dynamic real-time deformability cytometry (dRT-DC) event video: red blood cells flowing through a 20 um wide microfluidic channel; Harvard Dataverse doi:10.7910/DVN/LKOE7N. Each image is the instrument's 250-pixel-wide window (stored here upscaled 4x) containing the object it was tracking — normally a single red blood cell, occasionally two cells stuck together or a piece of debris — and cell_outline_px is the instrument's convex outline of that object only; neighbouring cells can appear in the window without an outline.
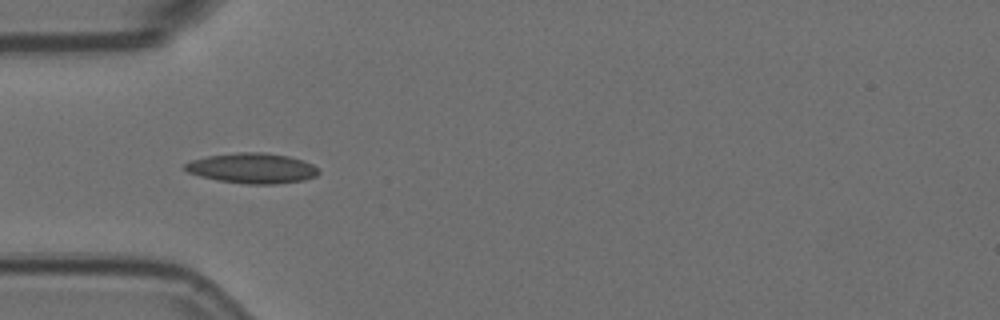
{"species": "Egyptian fruit bat (a non-hibernating species)", "species_latin": "Rousettus aegyptiacus", "temperature_condition": "room temperature", "stored_images_in_passage": 5, "camera_frame_rate_fps": 3000, "um_per_image_px": 0.085, "animal": {"sex": "female"}, "frame": {"image": 1, "passage_image": 4, "time_ms": 1.0, "image_size_px": [1000, 320], "cell_outline_px": [[320, 172], [316, 176], [304, 180], [276, 184], [248, 184], [216, 180], [200, 176], [188, 172], [184, 168], [184, 164], [192, 160], [208, 156], [236, 152], [264, 152], [288, 156], [304, 160], [312, 164]], "centroid_in_image_um": [21.45, 14.3], "position_along_channel_um": 63.5, "area_um2": 23.58}}
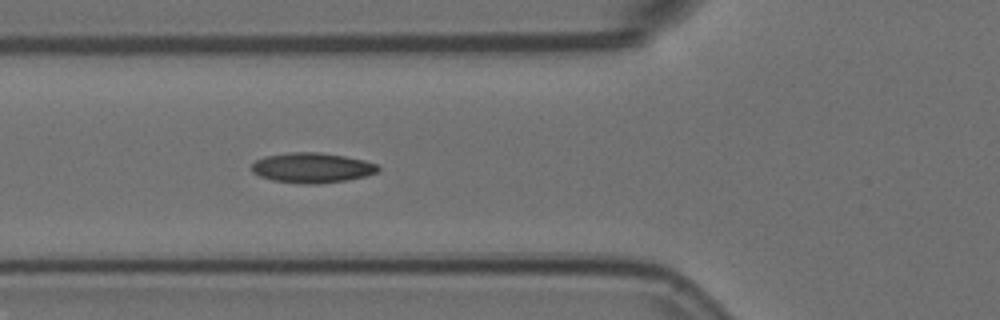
{"frame": {"image": 2, "passage_image": 5, "time_ms": 1.333, "image_size_px": [1000, 320], "cell_outline_px": [[380, 168], [376, 172], [364, 176], [348, 180], [316, 184], [304, 184], [272, 180], [260, 176], [252, 172], [252, 164], [256, 160], [264, 156], [288, 152], [320, 152], [344, 156], [364, 160], [376, 164]], "centroid_in_image_um": [26.5, 14.25], "position_along_channel_um": 99.3, "area_um2": 22.14}}